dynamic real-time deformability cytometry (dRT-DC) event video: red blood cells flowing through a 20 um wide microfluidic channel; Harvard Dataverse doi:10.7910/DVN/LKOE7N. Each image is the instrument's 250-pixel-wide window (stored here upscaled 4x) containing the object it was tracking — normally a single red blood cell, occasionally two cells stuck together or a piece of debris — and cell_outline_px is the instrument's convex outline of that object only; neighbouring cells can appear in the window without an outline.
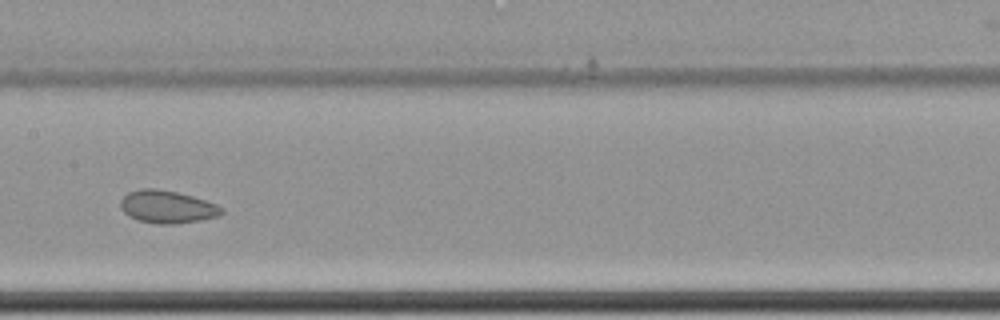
{"species": "common noctule bat (a hibernating species)", "species_latin": "Nyctalus noctula", "temperature_condition": "cold", "stored_images_in_passage": 10, "camera_frame_rate_fps": 3000, "um_per_image_px": 0.085, "animal": {"sex": "female", "body_mass_g": 22.7, "forearm_length_mm": 54.2}, "frame": {"image": 1, "passage_image": 9, "time_ms": 2.667, "image_size_px": [1000, 320], "cell_outline_px": [[224, 212], [220, 216], [200, 220], [172, 224], [156, 224], [136, 220], [128, 216], [120, 208], [120, 200], [128, 192], [140, 188], [156, 188], [176, 192], [192, 196], [216, 204], [224, 208]], "centroid_in_image_um": [14.19, 17.58], "position_along_channel_um": 193.2, "area_um2": 19.42}}
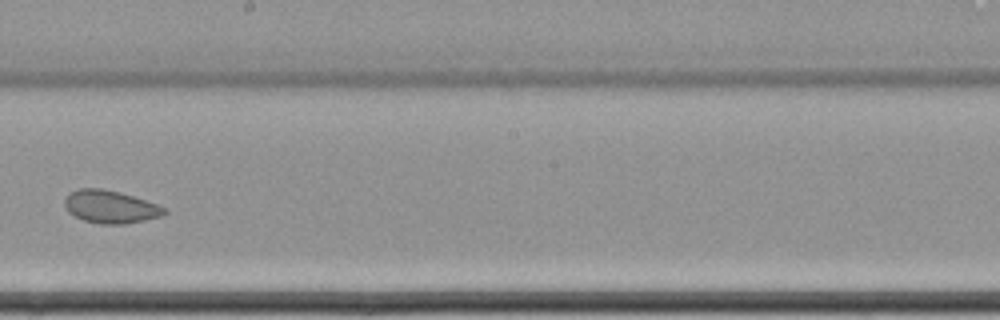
{"frame": {"image": 2, "passage_image": 10, "time_ms": 3.0, "image_size_px": [1000, 320], "cell_outline_px": [[168, 212], [160, 216], [144, 220], [124, 224], [100, 224], [84, 220], [68, 212], [64, 208], [64, 200], [68, 192], [80, 188], [100, 188], [120, 192], [168, 208]], "centroid_in_image_um": [9.35, 17.57], "position_along_channel_um": 238.8, "area_um2": 19.07}}